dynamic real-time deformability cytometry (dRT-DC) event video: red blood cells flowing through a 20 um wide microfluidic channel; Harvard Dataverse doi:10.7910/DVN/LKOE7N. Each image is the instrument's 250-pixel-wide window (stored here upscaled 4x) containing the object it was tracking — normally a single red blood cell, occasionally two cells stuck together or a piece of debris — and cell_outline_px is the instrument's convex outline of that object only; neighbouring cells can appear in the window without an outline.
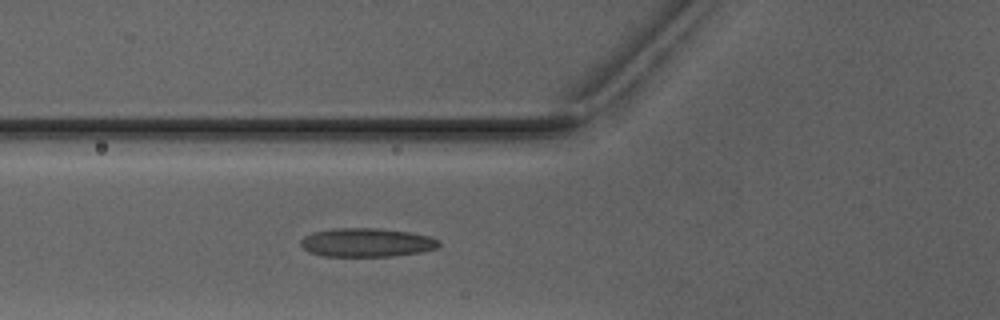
{"species": "Egyptian fruit bat (a non-hibernating species)", "species_latin": "Rousettus aegyptiacus", "temperature_condition": "warm", "stored_images_in_passage": 5, "camera_frame_rate_fps": 3000, "um_per_image_px": 0.085, "animal": {"sex": "male"}, "frame": {"image": 1, "passage_image": 5, "time_ms": 4.667, "image_size_px": [1000, 320], "cell_outline_px": [[440, 244], [436, 248], [420, 252], [392, 256], [320, 256], [308, 252], [300, 244], [300, 240], [304, 236], [312, 232], [336, 228], [376, 228], [408, 232], [432, 236], [440, 240]], "centroid_in_image_um": [31.15, 20.61], "position_along_channel_um": 94.6, "area_um2": 23.24}}